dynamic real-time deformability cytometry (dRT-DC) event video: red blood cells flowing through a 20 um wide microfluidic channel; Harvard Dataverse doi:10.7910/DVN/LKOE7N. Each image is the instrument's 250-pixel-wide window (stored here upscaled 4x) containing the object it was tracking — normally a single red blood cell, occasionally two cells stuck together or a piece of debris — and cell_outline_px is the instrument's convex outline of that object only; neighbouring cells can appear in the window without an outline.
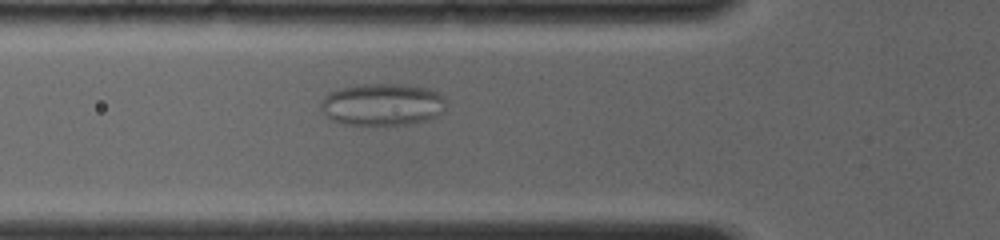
{"species": "common noctule bat (a hibernating species)", "species_latin": "Nyctalus noctula", "temperature_condition": "room temperature", "stored_images_in_passage": 30, "camera_frame_rate_fps": 4000, "um_per_image_px": 0.085, "animal": {"sex": "female", "body_mass_g": 19.0, "forearm_length_mm": 56.7}, "frame": {"image": 1, "passage_image": 15, "time_ms": 4.75, "image_size_px": [1000, 240], "cell_outline_px": [[444, 108], [436, 116], [424, 120], [408, 124], [344, 124], [332, 120], [320, 108], [320, 104], [324, 96], [340, 88], [364, 84], [404, 84], [428, 88], [444, 96]], "centroid_in_image_um": [32.49, 8.87], "position_along_channel_um": 93.3, "area_um2": 30.35}}
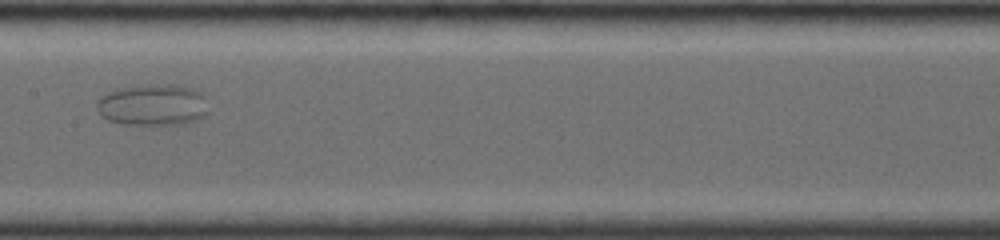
{"frame": {"image": 2, "passage_image": 23, "time_ms": 7.5, "image_size_px": [1000, 240], "cell_outline_px": [[208, 112], [200, 120], [184, 124], [128, 124], [108, 120], [100, 116], [96, 108], [96, 100], [100, 96], [108, 92], [120, 88], [148, 84], [172, 84], [188, 88], [200, 92], [204, 96]], "centroid_in_image_um": [12.97, 8.92], "position_along_channel_um": 194.4, "area_um2": 27.17}}
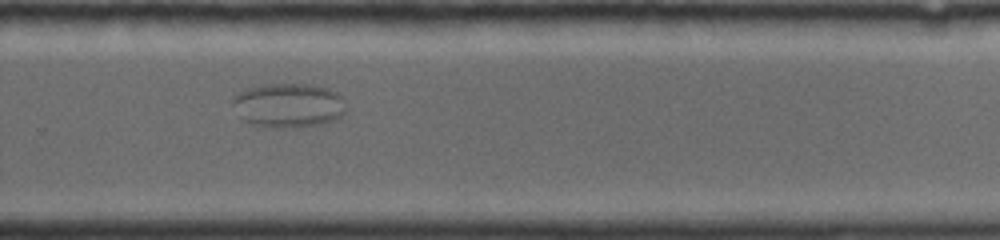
{"frame": {"image": 3, "passage_image": 28, "time_ms": 10.5, "image_size_px": [1000, 240], "cell_outline_px": [[344, 112], [340, 116], [332, 120], [320, 124], [296, 128], [268, 128], [252, 124], [244, 120], [240, 116], [232, 104], [232, 100], [240, 92], [248, 88], [264, 84], [308, 84], [328, 88], [336, 92], [340, 96], [344, 108]], "centroid_in_image_um": [24.49, 8.96], "position_along_channel_um": 305.3, "area_um2": 29.13}}